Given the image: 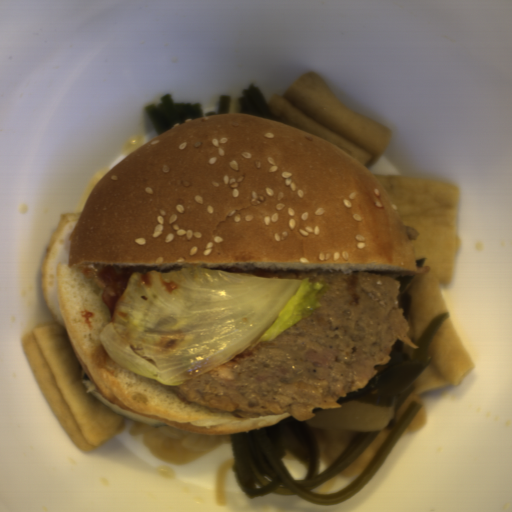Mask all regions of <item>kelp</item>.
Masks as SVG:
<instances>
[{"label":"kelp","mask_w":512,"mask_h":512,"mask_svg":"<svg viewBox=\"0 0 512 512\" xmlns=\"http://www.w3.org/2000/svg\"><path fill=\"white\" fill-rule=\"evenodd\" d=\"M230 104L231 95L220 96L217 111L205 113L200 102L196 104L175 103L171 93H166L158 103L152 102L144 105V111L160 135L187 119L230 114Z\"/></svg>","instance_id":"604fcf36"},{"label":"kelp","mask_w":512,"mask_h":512,"mask_svg":"<svg viewBox=\"0 0 512 512\" xmlns=\"http://www.w3.org/2000/svg\"><path fill=\"white\" fill-rule=\"evenodd\" d=\"M239 100L245 114H254L273 120L269 111V102L256 83L242 90Z\"/></svg>","instance_id":"861f05c9"},{"label":"kelp","mask_w":512,"mask_h":512,"mask_svg":"<svg viewBox=\"0 0 512 512\" xmlns=\"http://www.w3.org/2000/svg\"><path fill=\"white\" fill-rule=\"evenodd\" d=\"M81 213H69L52 230L41 266L40 285L58 325H64L57 287V264L67 263L72 231ZM65 327V325H64Z\"/></svg>","instance_id":"cf089659"},{"label":"kelp","mask_w":512,"mask_h":512,"mask_svg":"<svg viewBox=\"0 0 512 512\" xmlns=\"http://www.w3.org/2000/svg\"><path fill=\"white\" fill-rule=\"evenodd\" d=\"M422 410L411 403L398 418L383 445L364 472L353 482L332 494L311 492L356 462L374 443L377 432H352L351 439L332 464L320 472L316 437L305 421L286 417L261 429L229 434L235 480L251 499L268 494L297 496L319 505H338L354 498L380 470L401 435ZM293 455L307 468L306 479L294 481L286 473L280 458Z\"/></svg>","instance_id":"99668d17"}]
</instances>
